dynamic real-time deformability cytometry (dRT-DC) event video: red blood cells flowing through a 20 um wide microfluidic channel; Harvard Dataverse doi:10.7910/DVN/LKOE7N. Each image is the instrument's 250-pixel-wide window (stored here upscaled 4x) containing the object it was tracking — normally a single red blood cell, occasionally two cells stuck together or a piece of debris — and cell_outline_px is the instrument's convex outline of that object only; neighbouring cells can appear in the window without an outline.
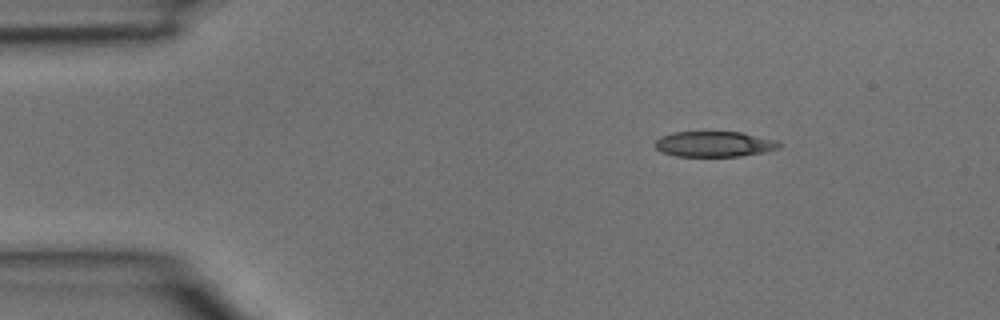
{"species": "common noctule bat (a hibernating species)", "species_latin": "Nyctalus noctula", "temperature_condition": "room temperature", "stored_images_in_passage": 2, "camera_frame_rate_fps": 3000, "um_per_image_px": 0.085, "animal": {"sex": "male", "body_mass_g": 15.6}, "frame": {"image": 1, "passage_image": 2, "time_ms": 0.333, "image_size_px": [1000, 320], "cell_outline_px": [[780, 148], [764, 152], [740, 156], [676, 156], [660, 152], [652, 144], [660, 136], [672, 132], [740, 132], [772, 140], [780, 144]], "centroid_in_image_um": [60.61, 12.25], "position_along_channel_um": 24.4, "area_um2": 18.32}}